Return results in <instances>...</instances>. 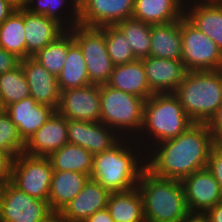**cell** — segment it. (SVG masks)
I'll use <instances>...</instances> for the list:
<instances>
[{
  "label": "cell",
  "instance_id": "obj_6",
  "mask_svg": "<svg viewBox=\"0 0 222 222\" xmlns=\"http://www.w3.org/2000/svg\"><path fill=\"white\" fill-rule=\"evenodd\" d=\"M145 99L100 85V122L112 128L121 138L135 139L143 126Z\"/></svg>",
  "mask_w": 222,
  "mask_h": 222
},
{
  "label": "cell",
  "instance_id": "obj_12",
  "mask_svg": "<svg viewBox=\"0 0 222 222\" xmlns=\"http://www.w3.org/2000/svg\"><path fill=\"white\" fill-rule=\"evenodd\" d=\"M57 111L67 120L99 122L100 86L90 84L81 88L62 90Z\"/></svg>",
  "mask_w": 222,
  "mask_h": 222
},
{
  "label": "cell",
  "instance_id": "obj_43",
  "mask_svg": "<svg viewBox=\"0 0 222 222\" xmlns=\"http://www.w3.org/2000/svg\"><path fill=\"white\" fill-rule=\"evenodd\" d=\"M184 222H209L203 214H191Z\"/></svg>",
  "mask_w": 222,
  "mask_h": 222
},
{
  "label": "cell",
  "instance_id": "obj_15",
  "mask_svg": "<svg viewBox=\"0 0 222 222\" xmlns=\"http://www.w3.org/2000/svg\"><path fill=\"white\" fill-rule=\"evenodd\" d=\"M68 143V120L55 111L25 143L24 153L48 157Z\"/></svg>",
  "mask_w": 222,
  "mask_h": 222
},
{
  "label": "cell",
  "instance_id": "obj_42",
  "mask_svg": "<svg viewBox=\"0 0 222 222\" xmlns=\"http://www.w3.org/2000/svg\"><path fill=\"white\" fill-rule=\"evenodd\" d=\"M17 8L6 0H0V24H2Z\"/></svg>",
  "mask_w": 222,
  "mask_h": 222
},
{
  "label": "cell",
  "instance_id": "obj_38",
  "mask_svg": "<svg viewBox=\"0 0 222 222\" xmlns=\"http://www.w3.org/2000/svg\"><path fill=\"white\" fill-rule=\"evenodd\" d=\"M207 125L214 141L222 143V104L219 106L215 115L209 120Z\"/></svg>",
  "mask_w": 222,
  "mask_h": 222
},
{
  "label": "cell",
  "instance_id": "obj_9",
  "mask_svg": "<svg viewBox=\"0 0 222 222\" xmlns=\"http://www.w3.org/2000/svg\"><path fill=\"white\" fill-rule=\"evenodd\" d=\"M182 38L181 61L187 71L222 69V51L218 45L185 17L180 19Z\"/></svg>",
  "mask_w": 222,
  "mask_h": 222
},
{
  "label": "cell",
  "instance_id": "obj_34",
  "mask_svg": "<svg viewBox=\"0 0 222 222\" xmlns=\"http://www.w3.org/2000/svg\"><path fill=\"white\" fill-rule=\"evenodd\" d=\"M107 52L114 65L137 60L124 33L116 25L104 26Z\"/></svg>",
  "mask_w": 222,
  "mask_h": 222
},
{
  "label": "cell",
  "instance_id": "obj_41",
  "mask_svg": "<svg viewBox=\"0 0 222 222\" xmlns=\"http://www.w3.org/2000/svg\"><path fill=\"white\" fill-rule=\"evenodd\" d=\"M83 222H114L107 208L96 211L93 215L86 218Z\"/></svg>",
  "mask_w": 222,
  "mask_h": 222
},
{
  "label": "cell",
  "instance_id": "obj_18",
  "mask_svg": "<svg viewBox=\"0 0 222 222\" xmlns=\"http://www.w3.org/2000/svg\"><path fill=\"white\" fill-rule=\"evenodd\" d=\"M184 17L222 51V0H188Z\"/></svg>",
  "mask_w": 222,
  "mask_h": 222
},
{
  "label": "cell",
  "instance_id": "obj_25",
  "mask_svg": "<svg viewBox=\"0 0 222 222\" xmlns=\"http://www.w3.org/2000/svg\"><path fill=\"white\" fill-rule=\"evenodd\" d=\"M150 56L181 60L182 38L180 20L165 24H151Z\"/></svg>",
  "mask_w": 222,
  "mask_h": 222
},
{
  "label": "cell",
  "instance_id": "obj_5",
  "mask_svg": "<svg viewBox=\"0 0 222 222\" xmlns=\"http://www.w3.org/2000/svg\"><path fill=\"white\" fill-rule=\"evenodd\" d=\"M173 94L194 123H208L222 104V69L187 71Z\"/></svg>",
  "mask_w": 222,
  "mask_h": 222
},
{
  "label": "cell",
  "instance_id": "obj_44",
  "mask_svg": "<svg viewBox=\"0 0 222 222\" xmlns=\"http://www.w3.org/2000/svg\"><path fill=\"white\" fill-rule=\"evenodd\" d=\"M11 3L17 9L25 8L28 0H6Z\"/></svg>",
  "mask_w": 222,
  "mask_h": 222
},
{
  "label": "cell",
  "instance_id": "obj_4",
  "mask_svg": "<svg viewBox=\"0 0 222 222\" xmlns=\"http://www.w3.org/2000/svg\"><path fill=\"white\" fill-rule=\"evenodd\" d=\"M137 188L146 222H184L191 215L181 181L157 177L145 168Z\"/></svg>",
  "mask_w": 222,
  "mask_h": 222
},
{
  "label": "cell",
  "instance_id": "obj_22",
  "mask_svg": "<svg viewBox=\"0 0 222 222\" xmlns=\"http://www.w3.org/2000/svg\"><path fill=\"white\" fill-rule=\"evenodd\" d=\"M107 84L114 89L133 94L145 100L155 94L147 82L142 59L115 65Z\"/></svg>",
  "mask_w": 222,
  "mask_h": 222
},
{
  "label": "cell",
  "instance_id": "obj_40",
  "mask_svg": "<svg viewBox=\"0 0 222 222\" xmlns=\"http://www.w3.org/2000/svg\"><path fill=\"white\" fill-rule=\"evenodd\" d=\"M203 215L209 222H222V201L207 210Z\"/></svg>",
  "mask_w": 222,
  "mask_h": 222
},
{
  "label": "cell",
  "instance_id": "obj_19",
  "mask_svg": "<svg viewBox=\"0 0 222 222\" xmlns=\"http://www.w3.org/2000/svg\"><path fill=\"white\" fill-rule=\"evenodd\" d=\"M110 192L89 178L84 188L59 213L66 222H83L96 211L107 207Z\"/></svg>",
  "mask_w": 222,
  "mask_h": 222
},
{
  "label": "cell",
  "instance_id": "obj_2",
  "mask_svg": "<svg viewBox=\"0 0 222 222\" xmlns=\"http://www.w3.org/2000/svg\"><path fill=\"white\" fill-rule=\"evenodd\" d=\"M146 168L145 151L131 138H122L110 150L94 154L90 178L110 193L124 192L137 186Z\"/></svg>",
  "mask_w": 222,
  "mask_h": 222
},
{
  "label": "cell",
  "instance_id": "obj_37",
  "mask_svg": "<svg viewBox=\"0 0 222 222\" xmlns=\"http://www.w3.org/2000/svg\"><path fill=\"white\" fill-rule=\"evenodd\" d=\"M21 59L0 47V74L11 71L20 65Z\"/></svg>",
  "mask_w": 222,
  "mask_h": 222
},
{
  "label": "cell",
  "instance_id": "obj_14",
  "mask_svg": "<svg viewBox=\"0 0 222 222\" xmlns=\"http://www.w3.org/2000/svg\"><path fill=\"white\" fill-rule=\"evenodd\" d=\"M122 138L102 122L68 119V143L97 154L110 150Z\"/></svg>",
  "mask_w": 222,
  "mask_h": 222
},
{
  "label": "cell",
  "instance_id": "obj_21",
  "mask_svg": "<svg viewBox=\"0 0 222 222\" xmlns=\"http://www.w3.org/2000/svg\"><path fill=\"white\" fill-rule=\"evenodd\" d=\"M26 58L34 56L66 29L55 19L29 12L24 8Z\"/></svg>",
  "mask_w": 222,
  "mask_h": 222
},
{
  "label": "cell",
  "instance_id": "obj_8",
  "mask_svg": "<svg viewBox=\"0 0 222 222\" xmlns=\"http://www.w3.org/2000/svg\"><path fill=\"white\" fill-rule=\"evenodd\" d=\"M53 171L48 157L21 153L11 160L9 181L29 196L48 201Z\"/></svg>",
  "mask_w": 222,
  "mask_h": 222
},
{
  "label": "cell",
  "instance_id": "obj_16",
  "mask_svg": "<svg viewBox=\"0 0 222 222\" xmlns=\"http://www.w3.org/2000/svg\"><path fill=\"white\" fill-rule=\"evenodd\" d=\"M20 64L28 82L30 96L38 104L50 106L57 111L61 98L57 77L49 73L33 57L22 59Z\"/></svg>",
  "mask_w": 222,
  "mask_h": 222
},
{
  "label": "cell",
  "instance_id": "obj_29",
  "mask_svg": "<svg viewBox=\"0 0 222 222\" xmlns=\"http://www.w3.org/2000/svg\"><path fill=\"white\" fill-rule=\"evenodd\" d=\"M93 154L81 146L67 143L48 158L54 171H71L91 175Z\"/></svg>",
  "mask_w": 222,
  "mask_h": 222
},
{
  "label": "cell",
  "instance_id": "obj_3",
  "mask_svg": "<svg viewBox=\"0 0 222 222\" xmlns=\"http://www.w3.org/2000/svg\"><path fill=\"white\" fill-rule=\"evenodd\" d=\"M193 124L173 93H155L145 100L143 126L134 140L146 152L156 143L177 137Z\"/></svg>",
  "mask_w": 222,
  "mask_h": 222
},
{
  "label": "cell",
  "instance_id": "obj_11",
  "mask_svg": "<svg viewBox=\"0 0 222 222\" xmlns=\"http://www.w3.org/2000/svg\"><path fill=\"white\" fill-rule=\"evenodd\" d=\"M190 214H204L222 201V191L212 172L206 167L181 181Z\"/></svg>",
  "mask_w": 222,
  "mask_h": 222
},
{
  "label": "cell",
  "instance_id": "obj_7",
  "mask_svg": "<svg viewBox=\"0 0 222 222\" xmlns=\"http://www.w3.org/2000/svg\"><path fill=\"white\" fill-rule=\"evenodd\" d=\"M71 34L83 52L91 84H107L115 65L107 52L104 26L77 24L71 29Z\"/></svg>",
  "mask_w": 222,
  "mask_h": 222
},
{
  "label": "cell",
  "instance_id": "obj_20",
  "mask_svg": "<svg viewBox=\"0 0 222 222\" xmlns=\"http://www.w3.org/2000/svg\"><path fill=\"white\" fill-rule=\"evenodd\" d=\"M147 82L154 93H173L187 73L181 60L152 56L142 59Z\"/></svg>",
  "mask_w": 222,
  "mask_h": 222
},
{
  "label": "cell",
  "instance_id": "obj_33",
  "mask_svg": "<svg viewBox=\"0 0 222 222\" xmlns=\"http://www.w3.org/2000/svg\"><path fill=\"white\" fill-rule=\"evenodd\" d=\"M67 50L68 29L32 57L49 73L57 77L64 66Z\"/></svg>",
  "mask_w": 222,
  "mask_h": 222
},
{
  "label": "cell",
  "instance_id": "obj_45",
  "mask_svg": "<svg viewBox=\"0 0 222 222\" xmlns=\"http://www.w3.org/2000/svg\"><path fill=\"white\" fill-rule=\"evenodd\" d=\"M43 222H66V220L59 213H54Z\"/></svg>",
  "mask_w": 222,
  "mask_h": 222
},
{
  "label": "cell",
  "instance_id": "obj_17",
  "mask_svg": "<svg viewBox=\"0 0 222 222\" xmlns=\"http://www.w3.org/2000/svg\"><path fill=\"white\" fill-rule=\"evenodd\" d=\"M3 110L11 118L25 143L56 111L50 106L38 104L31 96L11 103Z\"/></svg>",
  "mask_w": 222,
  "mask_h": 222
},
{
  "label": "cell",
  "instance_id": "obj_10",
  "mask_svg": "<svg viewBox=\"0 0 222 222\" xmlns=\"http://www.w3.org/2000/svg\"><path fill=\"white\" fill-rule=\"evenodd\" d=\"M52 214L48 201L29 196L10 181L0 184V222H43Z\"/></svg>",
  "mask_w": 222,
  "mask_h": 222
},
{
  "label": "cell",
  "instance_id": "obj_26",
  "mask_svg": "<svg viewBox=\"0 0 222 222\" xmlns=\"http://www.w3.org/2000/svg\"><path fill=\"white\" fill-rule=\"evenodd\" d=\"M60 90H68L90 85L86 62L79 45L74 41L71 29H68L67 57L61 73L57 76Z\"/></svg>",
  "mask_w": 222,
  "mask_h": 222
},
{
  "label": "cell",
  "instance_id": "obj_28",
  "mask_svg": "<svg viewBox=\"0 0 222 222\" xmlns=\"http://www.w3.org/2000/svg\"><path fill=\"white\" fill-rule=\"evenodd\" d=\"M25 9L55 19L65 29L79 22V0H28Z\"/></svg>",
  "mask_w": 222,
  "mask_h": 222
},
{
  "label": "cell",
  "instance_id": "obj_35",
  "mask_svg": "<svg viewBox=\"0 0 222 222\" xmlns=\"http://www.w3.org/2000/svg\"><path fill=\"white\" fill-rule=\"evenodd\" d=\"M24 149L25 142L20 137L17 127L4 110L0 111V150L14 159L24 153Z\"/></svg>",
  "mask_w": 222,
  "mask_h": 222
},
{
  "label": "cell",
  "instance_id": "obj_30",
  "mask_svg": "<svg viewBox=\"0 0 222 222\" xmlns=\"http://www.w3.org/2000/svg\"><path fill=\"white\" fill-rule=\"evenodd\" d=\"M0 47L21 60L26 58L24 8L16 9L0 24Z\"/></svg>",
  "mask_w": 222,
  "mask_h": 222
},
{
  "label": "cell",
  "instance_id": "obj_1",
  "mask_svg": "<svg viewBox=\"0 0 222 222\" xmlns=\"http://www.w3.org/2000/svg\"><path fill=\"white\" fill-rule=\"evenodd\" d=\"M214 143L207 123H194L177 137L150 147L146 169L157 177L182 181L208 166Z\"/></svg>",
  "mask_w": 222,
  "mask_h": 222
},
{
  "label": "cell",
  "instance_id": "obj_24",
  "mask_svg": "<svg viewBox=\"0 0 222 222\" xmlns=\"http://www.w3.org/2000/svg\"><path fill=\"white\" fill-rule=\"evenodd\" d=\"M89 175L71 171H53L49 193V205L54 213H60L84 188Z\"/></svg>",
  "mask_w": 222,
  "mask_h": 222
},
{
  "label": "cell",
  "instance_id": "obj_13",
  "mask_svg": "<svg viewBox=\"0 0 222 222\" xmlns=\"http://www.w3.org/2000/svg\"><path fill=\"white\" fill-rule=\"evenodd\" d=\"M135 0H79V25H116L134 13Z\"/></svg>",
  "mask_w": 222,
  "mask_h": 222
},
{
  "label": "cell",
  "instance_id": "obj_27",
  "mask_svg": "<svg viewBox=\"0 0 222 222\" xmlns=\"http://www.w3.org/2000/svg\"><path fill=\"white\" fill-rule=\"evenodd\" d=\"M106 208L114 222H146L137 186L124 192L110 193Z\"/></svg>",
  "mask_w": 222,
  "mask_h": 222
},
{
  "label": "cell",
  "instance_id": "obj_32",
  "mask_svg": "<svg viewBox=\"0 0 222 222\" xmlns=\"http://www.w3.org/2000/svg\"><path fill=\"white\" fill-rule=\"evenodd\" d=\"M29 96V86L21 64L11 71L0 74V105L2 109Z\"/></svg>",
  "mask_w": 222,
  "mask_h": 222
},
{
  "label": "cell",
  "instance_id": "obj_36",
  "mask_svg": "<svg viewBox=\"0 0 222 222\" xmlns=\"http://www.w3.org/2000/svg\"><path fill=\"white\" fill-rule=\"evenodd\" d=\"M207 168L218 181L222 191V143L215 142L208 161Z\"/></svg>",
  "mask_w": 222,
  "mask_h": 222
},
{
  "label": "cell",
  "instance_id": "obj_39",
  "mask_svg": "<svg viewBox=\"0 0 222 222\" xmlns=\"http://www.w3.org/2000/svg\"><path fill=\"white\" fill-rule=\"evenodd\" d=\"M11 158L0 150V184L10 180Z\"/></svg>",
  "mask_w": 222,
  "mask_h": 222
},
{
  "label": "cell",
  "instance_id": "obj_31",
  "mask_svg": "<svg viewBox=\"0 0 222 222\" xmlns=\"http://www.w3.org/2000/svg\"><path fill=\"white\" fill-rule=\"evenodd\" d=\"M116 26L124 33L137 59L150 56L151 24L133 17L118 22Z\"/></svg>",
  "mask_w": 222,
  "mask_h": 222
},
{
  "label": "cell",
  "instance_id": "obj_23",
  "mask_svg": "<svg viewBox=\"0 0 222 222\" xmlns=\"http://www.w3.org/2000/svg\"><path fill=\"white\" fill-rule=\"evenodd\" d=\"M186 0H135L133 18L149 24H165L184 17Z\"/></svg>",
  "mask_w": 222,
  "mask_h": 222
}]
</instances>
